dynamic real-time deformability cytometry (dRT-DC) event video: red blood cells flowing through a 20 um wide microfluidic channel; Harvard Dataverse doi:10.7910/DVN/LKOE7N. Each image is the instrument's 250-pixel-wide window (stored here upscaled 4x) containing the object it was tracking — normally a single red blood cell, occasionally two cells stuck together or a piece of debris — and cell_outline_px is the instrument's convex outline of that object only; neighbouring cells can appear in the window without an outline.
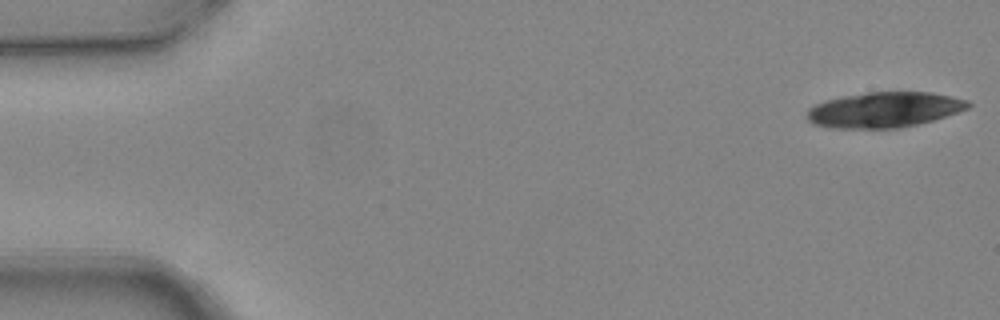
{"species": "common noctule bat (a hibernating species)", "species_latin": "Nyctalus noctula", "temperature_condition": "warm", "stored_images_in_passage": 5, "camera_frame_rate_fps": 3000, "um_per_image_px": 0.085, "animal": {"sex": "female", "body_mass_g": 24.6, "forearm_length_mm": 56.2}, "frame": {"image": 1, "passage_image": 1, "time_ms": 0.0, "image_size_px": [1000, 320], "cell_outline_px": [[972, 104], [968, 108], [932, 120], [900, 128], [828, 128], [812, 124], [804, 116], [808, 108], [824, 100], [844, 96], [868, 92], [932, 92], [968, 100]], "centroid_in_image_um": [75.1, 9.33], "position_along_channel_um": 9.9, "area_um2": 33.29}}